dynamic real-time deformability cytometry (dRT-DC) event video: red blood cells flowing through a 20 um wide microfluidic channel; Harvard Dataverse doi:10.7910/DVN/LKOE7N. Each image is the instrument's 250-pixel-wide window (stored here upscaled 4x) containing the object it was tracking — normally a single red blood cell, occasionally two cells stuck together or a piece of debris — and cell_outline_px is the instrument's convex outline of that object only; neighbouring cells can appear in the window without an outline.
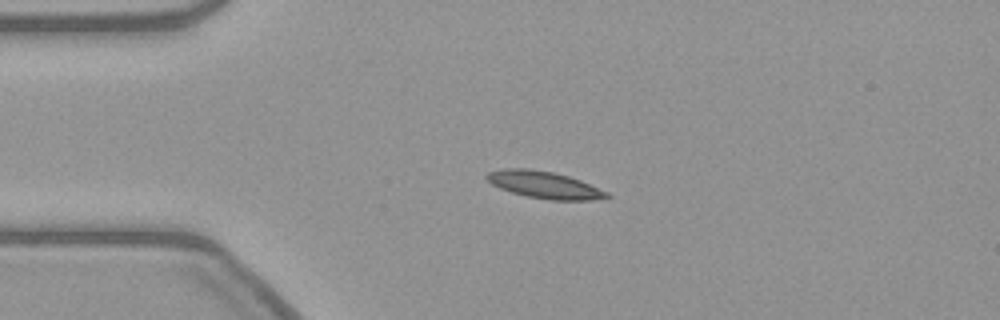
{"species": "common noctule bat (a hibernating species)", "species_latin": "Nyctalus noctula", "temperature_condition": "warm", "stored_images_in_passage": 44, "camera_frame_rate_fps": 3000, "um_per_image_px": 0.085, "animal": {"sex": "female", "body_mass_g": 21.9}, "frame": {"image": 1, "passage_image": 1, "time_ms": 0.0, "image_size_px": [1000, 320], "cell_outline_px": [[612, 196], [588, 200], [552, 200], [528, 196], [512, 192], [500, 188], [492, 184], [484, 176], [488, 172], [504, 168], [528, 168], [552, 172], [568, 176], [580, 180], [608, 192]], "centroid_in_image_um": [46.25, 15.7], "position_along_channel_um": 38.8, "area_um2": 18.67}}
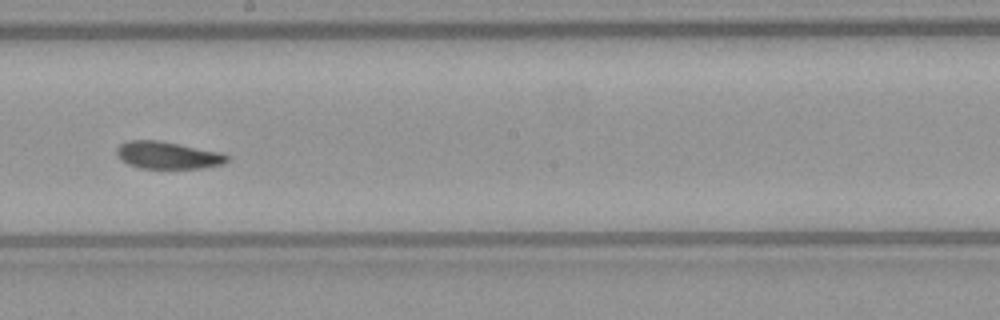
{"frame": {"image": 2, "passage_image": 19, "time_ms": 6.0, "image_size_px": [1000, 320], "cell_outline_px": [[232, 156], [224, 164], [200, 168], [140, 168], [128, 164], [120, 160], [116, 152], [116, 148], [120, 144], [128, 140], [160, 140], [220, 152]], "centroid_in_image_um": [14.26, 13.19], "position_along_channel_um": 233.9, "area_um2": 17.69}}
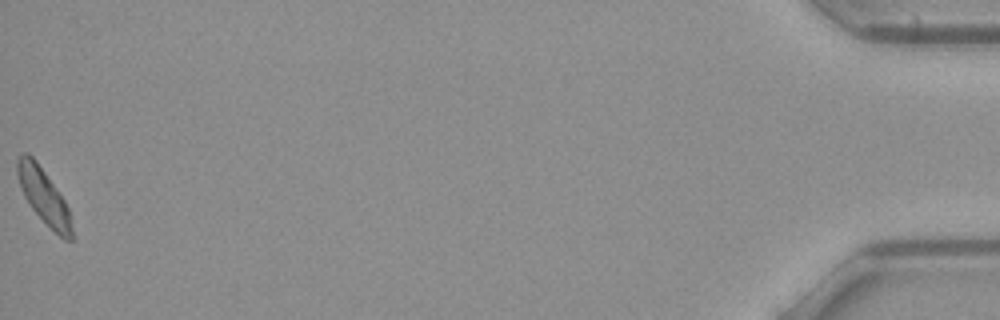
{"frame": {"image": 3, "passage_image": 44, "time_ms": 14.333, "image_size_px": [1000, 320], "cell_outline_px": [[72, 240], [64, 240], [28, 204], [24, 196], [16, 172], [16, 160], [24, 152], [28, 152], [36, 160], [64, 200], [68, 208], [72, 228]], "centroid_in_image_um": [3.69, 16.64], "position_along_channel_um": 431.5, "area_um2": 16.99}}